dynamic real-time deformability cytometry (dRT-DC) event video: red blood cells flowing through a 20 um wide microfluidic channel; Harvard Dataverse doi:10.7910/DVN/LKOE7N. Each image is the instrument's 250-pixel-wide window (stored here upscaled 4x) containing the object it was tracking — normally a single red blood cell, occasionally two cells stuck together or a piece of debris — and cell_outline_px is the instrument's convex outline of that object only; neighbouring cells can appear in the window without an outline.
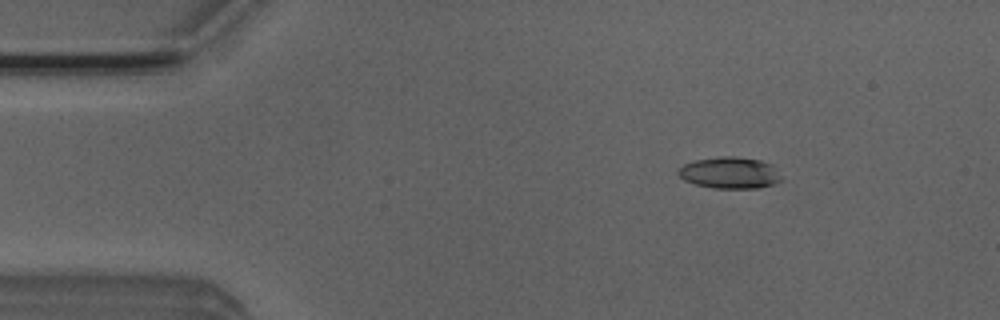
{"species": "Egyptian fruit bat (a non-hibernating species)", "species_latin": "Rousettus aegyptiacus", "temperature_condition": "room temperature", "stored_images_in_passage": 15, "camera_frame_rate_fps": 3000, "um_per_image_px": 0.085, "animal": {"sex": "male"}, "frame": {"image": 1, "passage_image": 7, "time_ms": 2.0, "image_size_px": [1000, 320], "cell_outline_px": [[780, 180], [772, 184], [756, 188], [712, 188], [696, 184], [684, 180], [676, 172], [684, 164], [692, 160], [720, 156], [736, 156], [760, 160], [772, 164], [780, 176]], "centroid_in_image_um": [61.99, 14.67], "position_along_channel_um": 23.0, "area_um2": 18.9}}